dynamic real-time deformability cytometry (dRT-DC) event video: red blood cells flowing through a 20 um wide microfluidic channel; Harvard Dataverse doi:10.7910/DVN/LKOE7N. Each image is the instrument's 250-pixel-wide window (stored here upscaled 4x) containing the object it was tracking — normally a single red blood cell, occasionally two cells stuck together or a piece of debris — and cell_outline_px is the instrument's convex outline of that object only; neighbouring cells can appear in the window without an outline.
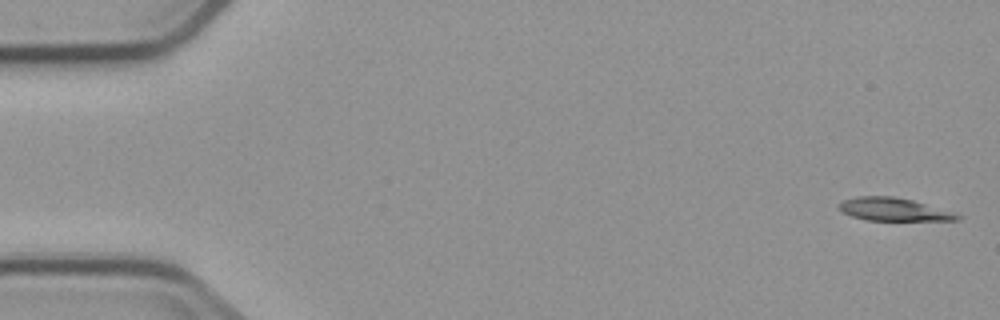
{"species": "common noctule bat (a hibernating species)", "species_latin": "Nyctalus noctula", "temperature_condition": "cold", "stored_images_in_passage": 5, "camera_frame_rate_fps": 3000, "um_per_image_px": 0.085, "animal": {"sex": "male", "body_mass_g": 23.1, "forearm_length_mm": 52.7}, "frame": {"image": 1, "passage_image": 1, "time_ms": 0.0, "image_size_px": [1000, 320], "cell_outline_px": [[964, 216], [960, 220], [864, 220], [852, 216], [844, 212], [836, 204], [840, 200], [856, 196], [892, 196], [912, 200], [952, 212]], "centroid_in_image_um": [75.91, 17.79], "position_along_channel_um": 9.1, "area_um2": 15.78}}